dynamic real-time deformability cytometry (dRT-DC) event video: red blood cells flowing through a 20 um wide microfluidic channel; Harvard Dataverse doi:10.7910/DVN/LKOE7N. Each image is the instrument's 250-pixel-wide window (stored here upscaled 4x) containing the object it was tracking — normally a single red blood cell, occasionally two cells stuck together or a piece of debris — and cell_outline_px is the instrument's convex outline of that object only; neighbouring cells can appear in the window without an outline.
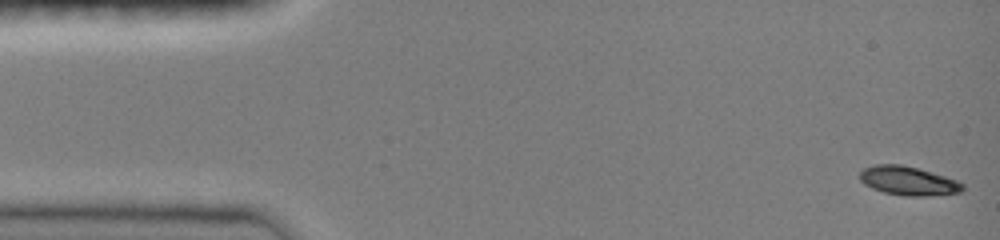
{"species": "common noctule bat (a hibernating species)", "species_latin": "Nyctalus noctula", "temperature_condition": "room temperature", "stored_images_in_passage": 12, "camera_frame_rate_fps": 3000, "um_per_image_px": 0.085, "animal": {"sex": "female", "body_mass_g": 19.0, "forearm_length_mm": 51.5}, "frame": {"image": 1, "passage_image": 1, "time_ms": 0.0, "image_size_px": [1000, 240], "cell_outline_px": [[964, 188], [960, 192], [924, 196], [904, 196], [884, 192], [872, 188], [864, 184], [860, 180], [860, 172], [864, 168], [876, 164], [900, 164], [916, 168], [944, 176], [956, 180], [964, 184]], "centroid_in_image_um": [77.17, 15.37], "position_along_channel_um": 7.8, "area_um2": 17.11}}
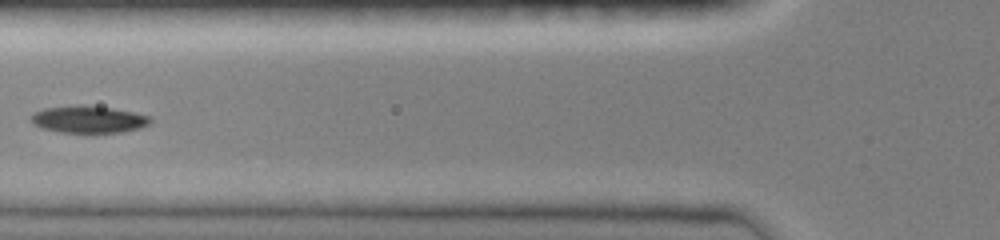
{"frame": {"image": 2, "passage_image": 10, "time_ms": 3.0, "image_size_px": [1000, 240], "cell_outline_px": [[152, 120], [148, 124], [140, 128], [120, 132], [60, 132], [40, 128], [32, 124], [28, 120], [28, 116], [32, 112], [44, 108], [80, 104], [84, 104], [112, 108], [152, 116]], "centroid_in_image_um": [7.44, 10.13], "position_along_channel_um": 118.4, "area_um2": 19.19}}
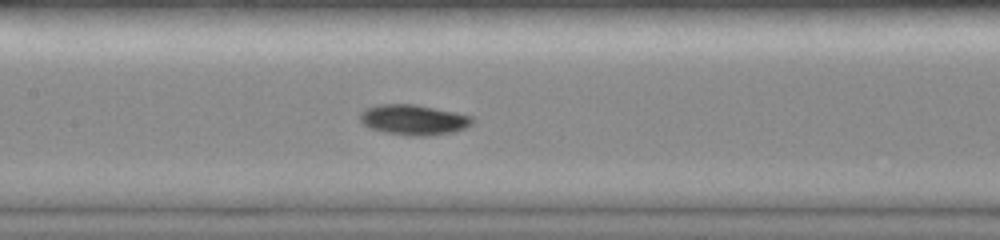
{"frame": {"image": 3, "passage_image": 12, "time_ms": 3.667, "image_size_px": [1000, 240], "cell_outline_px": [[472, 124], [464, 128], [452, 132], [428, 136], [408, 136], [384, 132], [372, 128], [364, 124], [360, 120], [360, 112], [364, 108], [380, 104], [416, 104], [456, 112], [472, 116]], "centroid_in_image_um": [35.14, 10.17], "position_along_channel_um": 172.3, "area_um2": 19.88}}